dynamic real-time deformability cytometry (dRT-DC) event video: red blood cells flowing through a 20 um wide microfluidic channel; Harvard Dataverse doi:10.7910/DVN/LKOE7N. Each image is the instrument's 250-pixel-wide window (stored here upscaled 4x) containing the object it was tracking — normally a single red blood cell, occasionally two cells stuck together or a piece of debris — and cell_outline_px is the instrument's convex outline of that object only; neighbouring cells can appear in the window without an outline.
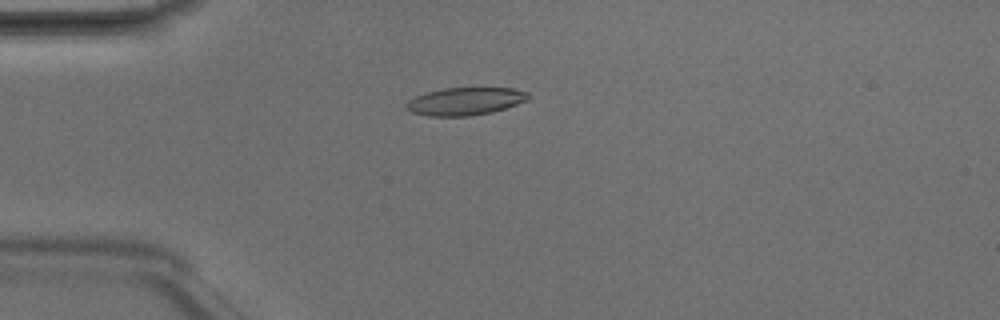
{"species": "Egyptian fruit bat (a non-hibernating species)", "species_latin": "Rousettus aegyptiacus", "temperature_condition": "room temperature", "stored_images_in_passage": 5, "camera_frame_rate_fps": 3000, "um_per_image_px": 0.085, "animal": {"sex": "male"}, "frame": {"image": 1, "passage_image": 4, "time_ms": 1.0, "image_size_px": [1000, 320], "cell_outline_px": [[528, 100], [492, 112], [468, 116], [428, 116], [412, 112], [404, 108], [404, 104], [408, 100], [416, 96], [428, 92], [444, 88], [480, 84], [512, 88], [528, 92]], "centroid_in_image_um": [39.56, 8.55], "position_along_channel_um": 45.4, "area_um2": 20.58}}